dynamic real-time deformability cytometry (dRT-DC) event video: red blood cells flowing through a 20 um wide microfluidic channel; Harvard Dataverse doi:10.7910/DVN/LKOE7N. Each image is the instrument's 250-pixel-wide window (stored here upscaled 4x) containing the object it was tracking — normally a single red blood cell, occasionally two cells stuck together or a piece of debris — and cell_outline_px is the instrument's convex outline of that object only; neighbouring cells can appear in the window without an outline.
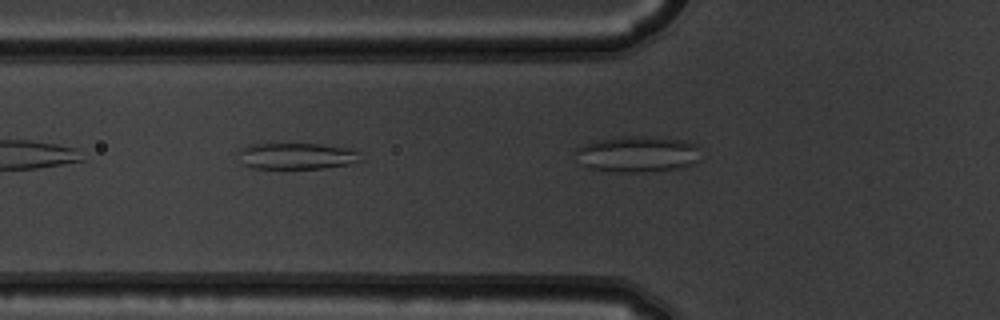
{"species": "common noctule bat (a hibernating species)", "species_latin": "Nyctalus noctula", "temperature_condition": "warm", "stored_images_in_passage": 8, "camera_frame_rate_fps": 3000, "um_per_image_px": 0.085, "animal": {"sex": "male", "body_mass_g": 19.5, "forearm_length_mm": 54.6}, "frame": {"image": 1, "passage_image": 5, "time_ms": 1.333, "image_size_px": [1000, 320], "cell_outline_px": [[364, 160], [352, 164], [324, 168], [252, 168], [244, 164], [240, 152], [240, 148], [252, 144], [320, 144], [352, 148], [360, 152]], "centroid_in_image_um": [25.35, 13.26], "position_along_channel_um": 100.4, "area_um2": 18.84}}
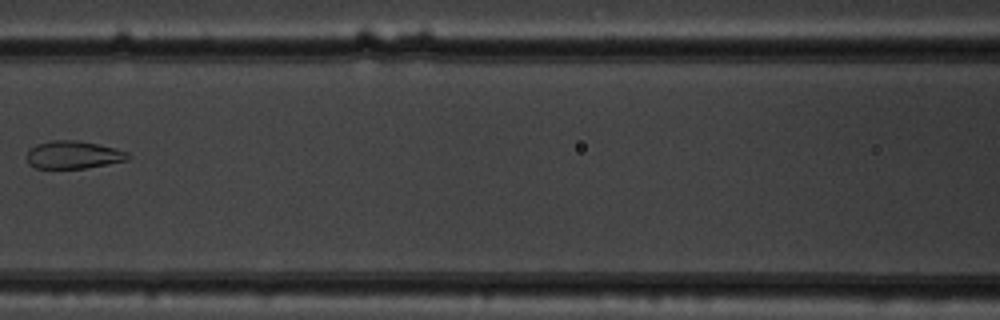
{"frame": {"image": 2, "passage_image": 7, "time_ms": 2.0, "image_size_px": [1000, 320], "cell_outline_px": [[132, 156], [128, 160], [108, 164], [84, 168], [36, 168], [28, 164], [24, 156], [36, 144], [52, 140], [76, 140], [96, 144], [128, 152]], "centroid_in_image_um": [6.2, 13.17], "position_along_channel_um": 160.4, "area_um2": 16.36}}
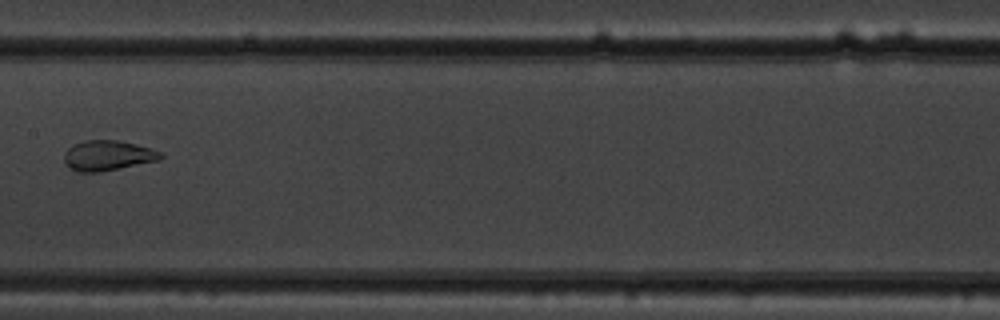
{"frame": {"image": 3, "passage_image": 8, "time_ms": 2.333, "image_size_px": [1000, 320], "cell_outline_px": [[164, 156], [160, 160], [100, 172], [76, 172], [68, 168], [64, 164], [64, 152], [72, 144], [84, 140], [120, 140], [136, 144], [164, 152]], "centroid_in_image_um": [9.14, 13.22], "position_along_channel_um": 198.3, "area_um2": 17.34}}